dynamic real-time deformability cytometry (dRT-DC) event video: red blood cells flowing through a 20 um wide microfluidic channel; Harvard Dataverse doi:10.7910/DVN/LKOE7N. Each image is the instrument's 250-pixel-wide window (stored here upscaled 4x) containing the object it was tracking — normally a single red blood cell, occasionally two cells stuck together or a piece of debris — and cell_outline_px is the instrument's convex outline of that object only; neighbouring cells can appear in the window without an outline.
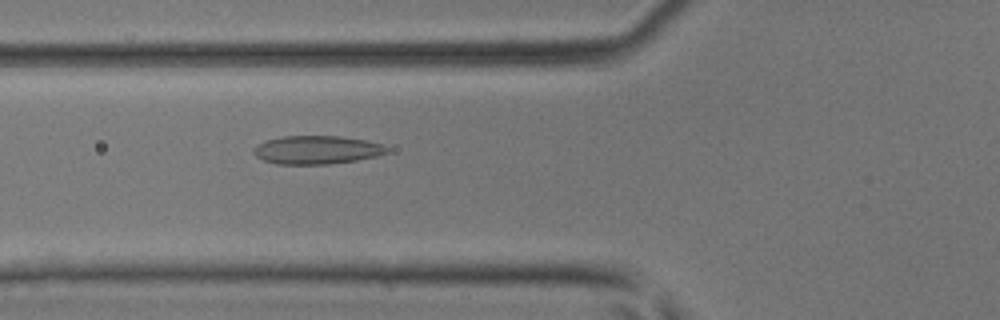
{"species": "common noctule bat (a hibernating species)", "species_latin": "Nyctalus noctula", "temperature_condition": "room temperature", "stored_images_in_passage": 48, "camera_frame_rate_fps": 3000, "um_per_image_px": 0.085, "animal": {"sex": "male", "body_mass_g": 17.9, "forearm_length_mm": 54.2}, "frame": {"image": 1, "passage_image": 18, "time_ms": 5.667, "image_size_px": [1000, 320], "cell_outline_px": [[388, 152], [376, 156], [356, 160], [328, 164], [276, 164], [264, 160], [256, 156], [252, 152], [252, 148], [264, 140], [284, 136], [340, 136], [364, 140], [380, 144], [388, 148]], "centroid_in_image_um": [26.87, 12.74], "position_along_channel_um": 98.9, "area_um2": 21.96}}
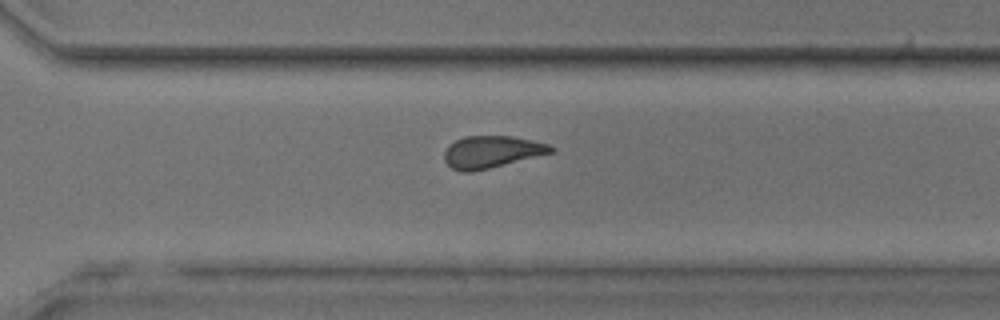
{"frame": {"image": 2, "passage_image": 34, "time_ms": 11.0, "image_size_px": [1000, 320], "cell_outline_px": [[556, 152], [472, 172], [464, 172], [452, 168], [444, 160], [444, 152], [456, 140], [468, 136], [512, 136], [532, 140], [548, 144], [556, 148]], "centroid_in_image_um": [41.85, 12.91], "position_along_channel_um": 328.8, "area_um2": 19.83}}
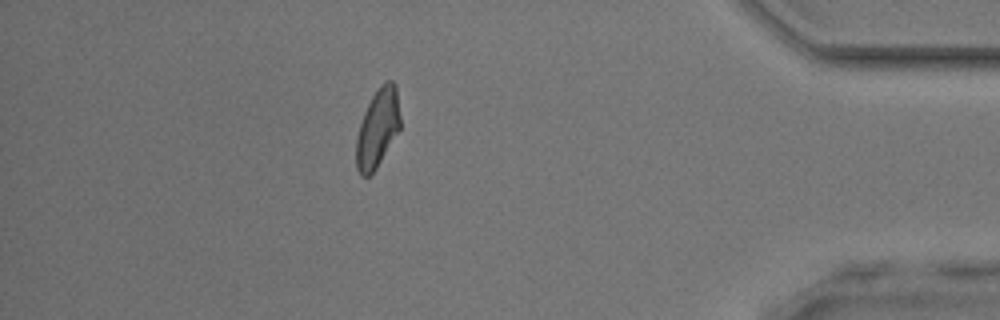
{"frame": {"image": 3, "passage_image": 42, "time_ms": 13.667, "image_size_px": [1000, 320], "cell_outline_px": [[400, 128], [376, 168], [368, 176], [360, 176], [356, 168], [356, 136], [364, 112], [372, 96], [380, 84], [384, 80], [392, 80], [396, 84], [400, 116]], "centroid_in_image_um": [32.09, 10.86], "position_along_channel_um": 403.1, "area_um2": 20.11}}